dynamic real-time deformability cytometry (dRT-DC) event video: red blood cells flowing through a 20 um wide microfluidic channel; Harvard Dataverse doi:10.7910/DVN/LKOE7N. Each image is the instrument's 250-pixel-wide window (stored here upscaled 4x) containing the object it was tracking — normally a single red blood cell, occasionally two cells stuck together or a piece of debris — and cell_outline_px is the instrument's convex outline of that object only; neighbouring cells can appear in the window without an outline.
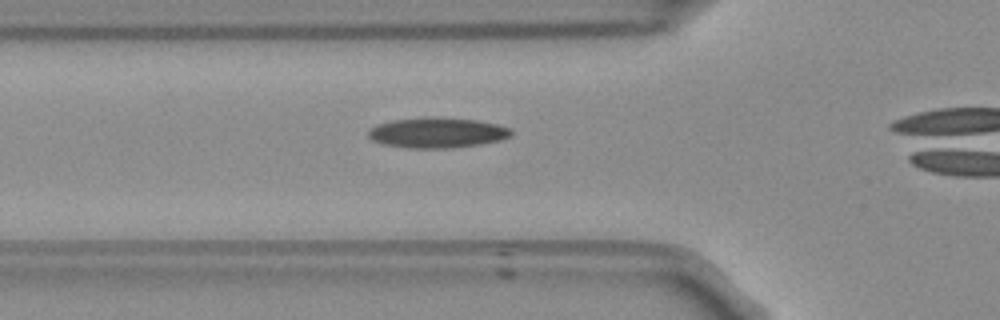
{"species": "Egyptian fruit bat (a non-hibernating species)", "species_latin": "Rousettus aegyptiacus", "temperature_condition": "room temperature", "stored_images_in_passage": 38, "camera_frame_rate_fps": 3000, "um_per_image_px": 0.085, "frame": {"image": 1, "passage_image": 12, "time_ms": 3.667, "image_size_px": [1000, 320], "cell_outline_px": [[512, 132], [508, 136], [500, 140], [480, 144], [444, 148], [408, 148], [384, 144], [372, 140], [368, 136], [368, 128], [376, 124], [392, 120], [424, 116], [440, 116], [476, 120], [496, 124], [512, 128]], "centroid_in_image_um": [37.11, 11.25], "position_along_channel_um": 88.7, "area_um2": 25.49}}
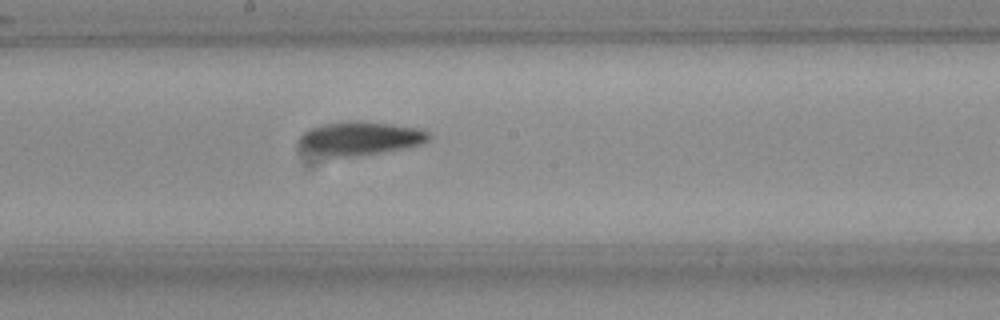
{"frame": {"image": 2, "passage_image": 22, "time_ms": 7.0, "image_size_px": [1000, 320], "cell_outline_px": [[432, 136], [428, 140], [420, 144], [380, 152], [340, 156], [332, 156], [320, 152], [300, 144], [300, 136], [308, 128], [320, 124], [348, 120], [360, 120], [392, 124], [420, 128], [428, 132]], "centroid_in_image_um": [30.68, 11.68], "position_along_channel_um": 217.5, "area_um2": 24.51}}